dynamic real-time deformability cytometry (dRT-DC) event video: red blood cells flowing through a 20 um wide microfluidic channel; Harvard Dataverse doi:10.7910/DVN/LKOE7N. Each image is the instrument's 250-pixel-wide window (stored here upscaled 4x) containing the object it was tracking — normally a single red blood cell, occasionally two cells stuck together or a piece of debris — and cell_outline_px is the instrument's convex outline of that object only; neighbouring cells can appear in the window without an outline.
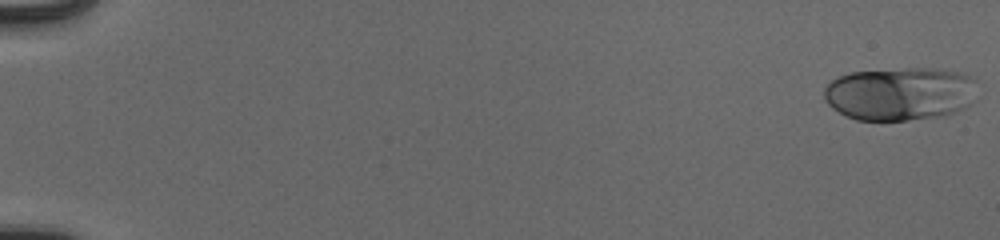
{"species": "human", "species_latin": "Homo sapiens", "temperature_condition": "cold", "stored_images_in_passage": 54, "camera_frame_rate_fps": 3000, "um_per_image_px": 0.085, "donor": {"sex": "male"}, "frame": {"image": 1, "passage_image": 1, "time_ms": 0.0, "image_size_px": [1000, 240], "cell_outline_px": [[976, 80], [968, 104], [944, 116], [904, 120], [856, 120], [832, 108], [824, 100], [824, 88], [832, 80], [848, 72], [904, 68], [932, 68], [960, 72]], "centroid_in_image_um": [76.43, 7.95], "position_along_channel_um": 8.6, "area_um2": 47.22}}
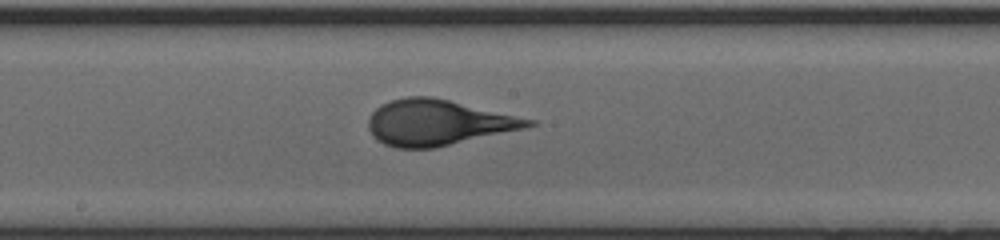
{"frame": {"image": 2, "passage_image": 31, "time_ms": 10.0, "image_size_px": [1000, 240], "cell_outline_px": [[536, 124], [524, 128], [436, 148], [396, 148], [384, 144], [376, 140], [372, 136], [368, 128], [368, 120], [372, 112], [380, 104], [392, 100], [408, 96], [432, 96], [536, 120]], "centroid_in_image_um": [37.18, 10.42], "position_along_channel_um": 211.0, "area_um2": 42.54}}
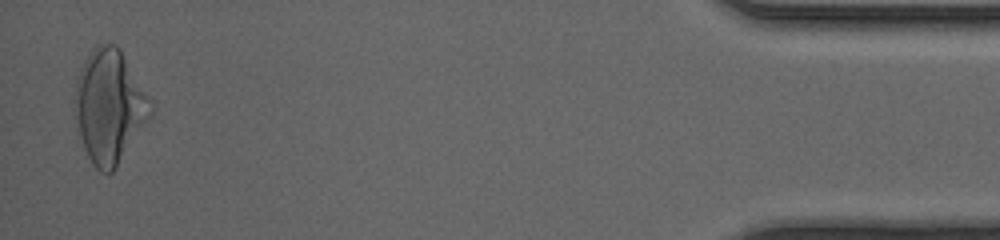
{"frame": {"image": 3, "passage_image": 53, "time_ms": 17.333, "image_size_px": [1000, 240], "cell_outline_px": [[152, 112], [116, 168], [112, 172], [100, 172], [92, 164], [84, 148], [80, 136], [76, 112], [76, 80], [80, 68], [84, 60], [92, 48], [96, 44], [116, 44], [120, 48], [152, 100]], "centroid_in_image_um": [9.31, 9.0], "position_along_channel_um": 425.9, "area_um2": 49.42}, "authors_computed_cell_mechanics": {"area_um2": 42.5986, "velocity_mm_per_s": 3.9391, "shape_relaxation_time_tau1_ms": 5.366, "shape_relaxation_time_tau2_ms": null, "deformation_change_tau1": 0.1988, "deformation_change_tau2": null}}